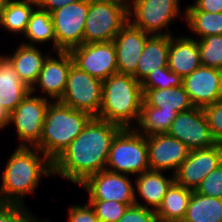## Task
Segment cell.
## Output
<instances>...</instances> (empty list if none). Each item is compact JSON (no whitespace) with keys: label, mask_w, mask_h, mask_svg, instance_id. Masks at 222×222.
I'll list each match as a JSON object with an SVG mask.
<instances>
[{"label":"cell","mask_w":222,"mask_h":222,"mask_svg":"<svg viewBox=\"0 0 222 222\" xmlns=\"http://www.w3.org/2000/svg\"><path fill=\"white\" fill-rule=\"evenodd\" d=\"M103 81L81 71L74 64L70 68L61 103L97 117L101 108Z\"/></svg>","instance_id":"cell-8"},{"label":"cell","mask_w":222,"mask_h":222,"mask_svg":"<svg viewBox=\"0 0 222 222\" xmlns=\"http://www.w3.org/2000/svg\"><path fill=\"white\" fill-rule=\"evenodd\" d=\"M201 66L197 39L190 36H170L167 67L182 78Z\"/></svg>","instance_id":"cell-20"},{"label":"cell","mask_w":222,"mask_h":222,"mask_svg":"<svg viewBox=\"0 0 222 222\" xmlns=\"http://www.w3.org/2000/svg\"><path fill=\"white\" fill-rule=\"evenodd\" d=\"M100 222H118L129 207L117 201L88 200Z\"/></svg>","instance_id":"cell-33"},{"label":"cell","mask_w":222,"mask_h":222,"mask_svg":"<svg viewBox=\"0 0 222 222\" xmlns=\"http://www.w3.org/2000/svg\"><path fill=\"white\" fill-rule=\"evenodd\" d=\"M167 134L184 143L190 150L216 145L202 108L177 113Z\"/></svg>","instance_id":"cell-13"},{"label":"cell","mask_w":222,"mask_h":222,"mask_svg":"<svg viewBox=\"0 0 222 222\" xmlns=\"http://www.w3.org/2000/svg\"><path fill=\"white\" fill-rule=\"evenodd\" d=\"M185 22L188 30L199 36L200 40L210 35H222V12L185 11Z\"/></svg>","instance_id":"cell-30"},{"label":"cell","mask_w":222,"mask_h":222,"mask_svg":"<svg viewBox=\"0 0 222 222\" xmlns=\"http://www.w3.org/2000/svg\"><path fill=\"white\" fill-rule=\"evenodd\" d=\"M197 41L201 65L222 70V35H210Z\"/></svg>","instance_id":"cell-31"},{"label":"cell","mask_w":222,"mask_h":222,"mask_svg":"<svg viewBox=\"0 0 222 222\" xmlns=\"http://www.w3.org/2000/svg\"><path fill=\"white\" fill-rule=\"evenodd\" d=\"M191 195L192 190L174 182L155 211L158 222H182Z\"/></svg>","instance_id":"cell-25"},{"label":"cell","mask_w":222,"mask_h":222,"mask_svg":"<svg viewBox=\"0 0 222 222\" xmlns=\"http://www.w3.org/2000/svg\"><path fill=\"white\" fill-rule=\"evenodd\" d=\"M26 206L0 202V222H41ZM43 222V221H42Z\"/></svg>","instance_id":"cell-34"},{"label":"cell","mask_w":222,"mask_h":222,"mask_svg":"<svg viewBox=\"0 0 222 222\" xmlns=\"http://www.w3.org/2000/svg\"><path fill=\"white\" fill-rule=\"evenodd\" d=\"M10 113L0 105V129L3 130L9 125Z\"/></svg>","instance_id":"cell-41"},{"label":"cell","mask_w":222,"mask_h":222,"mask_svg":"<svg viewBox=\"0 0 222 222\" xmlns=\"http://www.w3.org/2000/svg\"><path fill=\"white\" fill-rule=\"evenodd\" d=\"M185 11L222 12V0H195L193 5L185 7Z\"/></svg>","instance_id":"cell-39"},{"label":"cell","mask_w":222,"mask_h":222,"mask_svg":"<svg viewBox=\"0 0 222 222\" xmlns=\"http://www.w3.org/2000/svg\"><path fill=\"white\" fill-rule=\"evenodd\" d=\"M141 107H158L166 112H184L194 108L183 85L165 89H142Z\"/></svg>","instance_id":"cell-24"},{"label":"cell","mask_w":222,"mask_h":222,"mask_svg":"<svg viewBox=\"0 0 222 222\" xmlns=\"http://www.w3.org/2000/svg\"><path fill=\"white\" fill-rule=\"evenodd\" d=\"M118 222H158L155 210L139 205L129 206Z\"/></svg>","instance_id":"cell-37"},{"label":"cell","mask_w":222,"mask_h":222,"mask_svg":"<svg viewBox=\"0 0 222 222\" xmlns=\"http://www.w3.org/2000/svg\"><path fill=\"white\" fill-rule=\"evenodd\" d=\"M122 129L117 124L92 117L53 162V176L80 185L90 175L105 170L113 139Z\"/></svg>","instance_id":"cell-1"},{"label":"cell","mask_w":222,"mask_h":222,"mask_svg":"<svg viewBox=\"0 0 222 222\" xmlns=\"http://www.w3.org/2000/svg\"><path fill=\"white\" fill-rule=\"evenodd\" d=\"M176 115L177 112L162 111L158 107H141L136 127L133 129L144 136L164 134L168 132Z\"/></svg>","instance_id":"cell-29"},{"label":"cell","mask_w":222,"mask_h":222,"mask_svg":"<svg viewBox=\"0 0 222 222\" xmlns=\"http://www.w3.org/2000/svg\"><path fill=\"white\" fill-rule=\"evenodd\" d=\"M182 85L194 107L203 108L222 100V70L200 66L183 77Z\"/></svg>","instance_id":"cell-15"},{"label":"cell","mask_w":222,"mask_h":222,"mask_svg":"<svg viewBox=\"0 0 222 222\" xmlns=\"http://www.w3.org/2000/svg\"><path fill=\"white\" fill-rule=\"evenodd\" d=\"M150 36L129 21L121 28L113 39L118 73L133 75L136 72L139 58Z\"/></svg>","instance_id":"cell-18"},{"label":"cell","mask_w":222,"mask_h":222,"mask_svg":"<svg viewBox=\"0 0 222 222\" xmlns=\"http://www.w3.org/2000/svg\"><path fill=\"white\" fill-rule=\"evenodd\" d=\"M5 0H0V10L2 8V6L4 5Z\"/></svg>","instance_id":"cell-42"},{"label":"cell","mask_w":222,"mask_h":222,"mask_svg":"<svg viewBox=\"0 0 222 222\" xmlns=\"http://www.w3.org/2000/svg\"><path fill=\"white\" fill-rule=\"evenodd\" d=\"M142 103V86L133 75L112 74L103 81L101 108L97 118L122 128H132L138 121Z\"/></svg>","instance_id":"cell-3"},{"label":"cell","mask_w":222,"mask_h":222,"mask_svg":"<svg viewBox=\"0 0 222 222\" xmlns=\"http://www.w3.org/2000/svg\"><path fill=\"white\" fill-rule=\"evenodd\" d=\"M77 1L79 0H36L37 6L49 13Z\"/></svg>","instance_id":"cell-40"},{"label":"cell","mask_w":222,"mask_h":222,"mask_svg":"<svg viewBox=\"0 0 222 222\" xmlns=\"http://www.w3.org/2000/svg\"><path fill=\"white\" fill-rule=\"evenodd\" d=\"M88 10L89 0H79L50 13L56 37V53L70 52L83 44Z\"/></svg>","instance_id":"cell-9"},{"label":"cell","mask_w":222,"mask_h":222,"mask_svg":"<svg viewBox=\"0 0 222 222\" xmlns=\"http://www.w3.org/2000/svg\"><path fill=\"white\" fill-rule=\"evenodd\" d=\"M129 175L103 170L87 177L82 186L89 200L117 201L128 206L135 204L134 185Z\"/></svg>","instance_id":"cell-11"},{"label":"cell","mask_w":222,"mask_h":222,"mask_svg":"<svg viewBox=\"0 0 222 222\" xmlns=\"http://www.w3.org/2000/svg\"><path fill=\"white\" fill-rule=\"evenodd\" d=\"M165 177L163 171L148 170L135 177V204L157 210L170 186L175 182L174 175ZM137 192V193H136ZM138 194L146 204L139 202ZM150 206V207H149Z\"/></svg>","instance_id":"cell-19"},{"label":"cell","mask_w":222,"mask_h":222,"mask_svg":"<svg viewBox=\"0 0 222 222\" xmlns=\"http://www.w3.org/2000/svg\"><path fill=\"white\" fill-rule=\"evenodd\" d=\"M91 118L85 111L73 109L60 101H51L36 147L53 163L82 132Z\"/></svg>","instance_id":"cell-4"},{"label":"cell","mask_w":222,"mask_h":222,"mask_svg":"<svg viewBox=\"0 0 222 222\" xmlns=\"http://www.w3.org/2000/svg\"><path fill=\"white\" fill-rule=\"evenodd\" d=\"M23 36L28 42L22 44L34 46L35 43L37 45L51 41L52 49L56 51V37L51 14L38 6L33 10Z\"/></svg>","instance_id":"cell-28"},{"label":"cell","mask_w":222,"mask_h":222,"mask_svg":"<svg viewBox=\"0 0 222 222\" xmlns=\"http://www.w3.org/2000/svg\"><path fill=\"white\" fill-rule=\"evenodd\" d=\"M30 93V88L22 82L13 64L5 56H0V105L11 113Z\"/></svg>","instance_id":"cell-22"},{"label":"cell","mask_w":222,"mask_h":222,"mask_svg":"<svg viewBox=\"0 0 222 222\" xmlns=\"http://www.w3.org/2000/svg\"><path fill=\"white\" fill-rule=\"evenodd\" d=\"M4 168L0 202L22 206L24 196L33 194L41 178L53 175V163L37 147L18 146Z\"/></svg>","instance_id":"cell-2"},{"label":"cell","mask_w":222,"mask_h":222,"mask_svg":"<svg viewBox=\"0 0 222 222\" xmlns=\"http://www.w3.org/2000/svg\"><path fill=\"white\" fill-rule=\"evenodd\" d=\"M182 222H222V199L192 191Z\"/></svg>","instance_id":"cell-27"},{"label":"cell","mask_w":222,"mask_h":222,"mask_svg":"<svg viewBox=\"0 0 222 222\" xmlns=\"http://www.w3.org/2000/svg\"><path fill=\"white\" fill-rule=\"evenodd\" d=\"M183 78L171 71L168 67L158 68L156 72H151L141 83L142 89H165L179 87Z\"/></svg>","instance_id":"cell-32"},{"label":"cell","mask_w":222,"mask_h":222,"mask_svg":"<svg viewBox=\"0 0 222 222\" xmlns=\"http://www.w3.org/2000/svg\"><path fill=\"white\" fill-rule=\"evenodd\" d=\"M202 110L215 143L222 145V100L205 106Z\"/></svg>","instance_id":"cell-36"},{"label":"cell","mask_w":222,"mask_h":222,"mask_svg":"<svg viewBox=\"0 0 222 222\" xmlns=\"http://www.w3.org/2000/svg\"><path fill=\"white\" fill-rule=\"evenodd\" d=\"M128 22V0H89L83 43L110 42Z\"/></svg>","instance_id":"cell-5"},{"label":"cell","mask_w":222,"mask_h":222,"mask_svg":"<svg viewBox=\"0 0 222 222\" xmlns=\"http://www.w3.org/2000/svg\"><path fill=\"white\" fill-rule=\"evenodd\" d=\"M49 55H43L39 47L19 44L13 55L6 57L13 64L19 79L31 88L37 81L44 61Z\"/></svg>","instance_id":"cell-23"},{"label":"cell","mask_w":222,"mask_h":222,"mask_svg":"<svg viewBox=\"0 0 222 222\" xmlns=\"http://www.w3.org/2000/svg\"><path fill=\"white\" fill-rule=\"evenodd\" d=\"M36 0H5L0 10V25L10 33L24 34Z\"/></svg>","instance_id":"cell-26"},{"label":"cell","mask_w":222,"mask_h":222,"mask_svg":"<svg viewBox=\"0 0 222 222\" xmlns=\"http://www.w3.org/2000/svg\"><path fill=\"white\" fill-rule=\"evenodd\" d=\"M195 192L222 199V162L201 181Z\"/></svg>","instance_id":"cell-35"},{"label":"cell","mask_w":222,"mask_h":222,"mask_svg":"<svg viewBox=\"0 0 222 222\" xmlns=\"http://www.w3.org/2000/svg\"><path fill=\"white\" fill-rule=\"evenodd\" d=\"M58 58L49 55L44 61L37 81L30 88V92L35 94L38 86L43 91L42 97L50 101H59L65 91L67 79L71 66L74 64L70 52H57ZM48 95V96H46ZM52 98V100H51Z\"/></svg>","instance_id":"cell-17"},{"label":"cell","mask_w":222,"mask_h":222,"mask_svg":"<svg viewBox=\"0 0 222 222\" xmlns=\"http://www.w3.org/2000/svg\"><path fill=\"white\" fill-rule=\"evenodd\" d=\"M74 65L101 81L118 73L113 41L83 43L70 51Z\"/></svg>","instance_id":"cell-12"},{"label":"cell","mask_w":222,"mask_h":222,"mask_svg":"<svg viewBox=\"0 0 222 222\" xmlns=\"http://www.w3.org/2000/svg\"><path fill=\"white\" fill-rule=\"evenodd\" d=\"M170 36L151 35L144 46L133 76L142 83L151 72L167 67Z\"/></svg>","instance_id":"cell-21"},{"label":"cell","mask_w":222,"mask_h":222,"mask_svg":"<svg viewBox=\"0 0 222 222\" xmlns=\"http://www.w3.org/2000/svg\"><path fill=\"white\" fill-rule=\"evenodd\" d=\"M50 102L30 92L10 113L9 125L14 124L16 127L19 146L36 147L39 144Z\"/></svg>","instance_id":"cell-10"},{"label":"cell","mask_w":222,"mask_h":222,"mask_svg":"<svg viewBox=\"0 0 222 222\" xmlns=\"http://www.w3.org/2000/svg\"><path fill=\"white\" fill-rule=\"evenodd\" d=\"M68 208V222H100L89 202L88 205L74 204Z\"/></svg>","instance_id":"cell-38"},{"label":"cell","mask_w":222,"mask_h":222,"mask_svg":"<svg viewBox=\"0 0 222 222\" xmlns=\"http://www.w3.org/2000/svg\"><path fill=\"white\" fill-rule=\"evenodd\" d=\"M105 169L129 176L150 170L147 136L133 128H123L113 139Z\"/></svg>","instance_id":"cell-6"},{"label":"cell","mask_w":222,"mask_h":222,"mask_svg":"<svg viewBox=\"0 0 222 222\" xmlns=\"http://www.w3.org/2000/svg\"><path fill=\"white\" fill-rule=\"evenodd\" d=\"M148 162L150 170L176 173L188 158L190 149L167 133L147 136Z\"/></svg>","instance_id":"cell-16"},{"label":"cell","mask_w":222,"mask_h":222,"mask_svg":"<svg viewBox=\"0 0 222 222\" xmlns=\"http://www.w3.org/2000/svg\"><path fill=\"white\" fill-rule=\"evenodd\" d=\"M179 8L180 0H128V21L150 35L172 36L169 24L182 15L185 18Z\"/></svg>","instance_id":"cell-7"},{"label":"cell","mask_w":222,"mask_h":222,"mask_svg":"<svg viewBox=\"0 0 222 222\" xmlns=\"http://www.w3.org/2000/svg\"><path fill=\"white\" fill-rule=\"evenodd\" d=\"M222 162V145L191 150L174 174L175 182L195 191L201 181Z\"/></svg>","instance_id":"cell-14"}]
</instances>
